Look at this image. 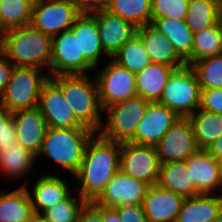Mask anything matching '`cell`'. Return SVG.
Returning <instances> with one entry per match:
<instances>
[{
  "label": "cell",
  "instance_id": "83f0119b",
  "mask_svg": "<svg viewBox=\"0 0 222 222\" xmlns=\"http://www.w3.org/2000/svg\"><path fill=\"white\" fill-rule=\"evenodd\" d=\"M196 144L199 149L207 150L222 135V115L197 109L188 117Z\"/></svg>",
  "mask_w": 222,
  "mask_h": 222
},
{
  "label": "cell",
  "instance_id": "b9f144b4",
  "mask_svg": "<svg viewBox=\"0 0 222 222\" xmlns=\"http://www.w3.org/2000/svg\"><path fill=\"white\" fill-rule=\"evenodd\" d=\"M76 222H103L102 214L91 202H87L81 209Z\"/></svg>",
  "mask_w": 222,
  "mask_h": 222
},
{
  "label": "cell",
  "instance_id": "1f68e13d",
  "mask_svg": "<svg viewBox=\"0 0 222 222\" xmlns=\"http://www.w3.org/2000/svg\"><path fill=\"white\" fill-rule=\"evenodd\" d=\"M218 20V0H189L187 26L192 32L198 33L204 28L214 26Z\"/></svg>",
  "mask_w": 222,
  "mask_h": 222
},
{
  "label": "cell",
  "instance_id": "d590c367",
  "mask_svg": "<svg viewBox=\"0 0 222 222\" xmlns=\"http://www.w3.org/2000/svg\"><path fill=\"white\" fill-rule=\"evenodd\" d=\"M78 198L70 194L66 199L44 210L41 214L47 222H76L81 209L87 203L80 195Z\"/></svg>",
  "mask_w": 222,
  "mask_h": 222
},
{
  "label": "cell",
  "instance_id": "e575fe53",
  "mask_svg": "<svg viewBox=\"0 0 222 222\" xmlns=\"http://www.w3.org/2000/svg\"><path fill=\"white\" fill-rule=\"evenodd\" d=\"M190 67L195 72L201 89L222 88V54L202 58Z\"/></svg>",
  "mask_w": 222,
  "mask_h": 222
},
{
  "label": "cell",
  "instance_id": "7bdbcfd3",
  "mask_svg": "<svg viewBox=\"0 0 222 222\" xmlns=\"http://www.w3.org/2000/svg\"><path fill=\"white\" fill-rule=\"evenodd\" d=\"M13 68L14 65L8 60V58L6 60V56L0 51V94L9 82Z\"/></svg>",
  "mask_w": 222,
  "mask_h": 222
},
{
  "label": "cell",
  "instance_id": "f546056e",
  "mask_svg": "<svg viewBox=\"0 0 222 222\" xmlns=\"http://www.w3.org/2000/svg\"><path fill=\"white\" fill-rule=\"evenodd\" d=\"M136 28L151 24V0H109L107 9Z\"/></svg>",
  "mask_w": 222,
  "mask_h": 222
},
{
  "label": "cell",
  "instance_id": "f35d334b",
  "mask_svg": "<svg viewBox=\"0 0 222 222\" xmlns=\"http://www.w3.org/2000/svg\"><path fill=\"white\" fill-rule=\"evenodd\" d=\"M199 109L222 115V88L201 89Z\"/></svg>",
  "mask_w": 222,
  "mask_h": 222
},
{
  "label": "cell",
  "instance_id": "ee69618b",
  "mask_svg": "<svg viewBox=\"0 0 222 222\" xmlns=\"http://www.w3.org/2000/svg\"><path fill=\"white\" fill-rule=\"evenodd\" d=\"M91 203L101 212L103 222H121L118 211L115 208L104 207L96 204L94 201Z\"/></svg>",
  "mask_w": 222,
  "mask_h": 222
},
{
  "label": "cell",
  "instance_id": "7c38bea8",
  "mask_svg": "<svg viewBox=\"0 0 222 222\" xmlns=\"http://www.w3.org/2000/svg\"><path fill=\"white\" fill-rule=\"evenodd\" d=\"M160 164L184 161L199 148L188 117H180L155 146Z\"/></svg>",
  "mask_w": 222,
  "mask_h": 222
},
{
  "label": "cell",
  "instance_id": "ffe728a7",
  "mask_svg": "<svg viewBox=\"0 0 222 222\" xmlns=\"http://www.w3.org/2000/svg\"><path fill=\"white\" fill-rule=\"evenodd\" d=\"M136 34L141 38L151 62L174 68L187 65L177 54L172 43L151 24L137 28Z\"/></svg>",
  "mask_w": 222,
  "mask_h": 222
},
{
  "label": "cell",
  "instance_id": "836d02e7",
  "mask_svg": "<svg viewBox=\"0 0 222 222\" xmlns=\"http://www.w3.org/2000/svg\"><path fill=\"white\" fill-rule=\"evenodd\" d=\"M222 54V40L217 23L194 34L192 58L186 63L191 65L202 58Z\"/></svg>",
  "mask_w": 222,
  "mask_h": 222
},
{
  "label": "cell",
  "instance_id": "3957f363",
  "mask_svg": "<svg viewBox=\"0 0 222 222\" xmlns=\"http://www.w3.org/2000/svg\"><path fill=\"white\" fill-rule=\"evenodd\" d=\"M61 89L66 103L77 120L92 131L99 132L102 125L98 87L95 79L84 75H58L50 77Z\"/></svg>",
  "mask_w": 222,
  "mask_h": 222
},
{
  "label": "cell",
  "instance_id": "7dc6e473",
  "mask_svg": "<svg viewBox=\"0 0 222 222\" xmlns=\"http://www.w3.org/2000/svg\"><path fill=\"white\" fill-rule=\"evenodd\" d=\"M218 176H219L220 185L222 189V159L218 160Z\"/></svg>",
  "mask_w": 222,
  "mask_h": 222
},
{
  "label": "cell",
  "instance_id": "d4e9b609",
  "mask_svg": "<svg viewBox=\"0 0 222 222\" xmlns=\"http://www.w3.org/2000/svg\"><path fill=\"white\" fill-rule=\"evenodd\" d=\"M151 25L172 43L177 54L186 63L192 58L194 33L185 19L152 18Z\"/></svg>",
  "mask_w": 222,
  "mask_h": 222
},
{
  "label": "cell",
  "instance_id": "d6a6232c",
  "mask_svg": "<svg viewBox=\"0 0 222 222\" xmlns=\"http://www.w3.org/2000/svg\"><path fill=\"white\" fill-rule=\"evenodd\" d=\"M112 59L135 74L143 70L151 62L144 44L137 34L129 39Z\"/></svg>",
  "mask_w": 222,
  "mask_h": 222
},
{
  "label": "cell",
  "instance_id": "52a82bcc",
  "mask_svg": "<svg viewBox=\"0 0 222 222\" xmlns=\"http://www.w3.org/2000/svg\"><path fill=\"white\" fill-rule=\"evenodd\" d=\"M150 102L136 96L104 108L108 111V122L106 125L102 123L99 135L117 143L130 142Z\"/></svg>",
  "mask_w": 222,
  "mask_h": 222
},
{
  "label": "cell",
  "instance_id": "30bf717a",
  "mask_svg": "<svg viewBox=\"0 0 222 222\" xmlns=\"http://www.w3.org/2000/svg\"><path fill=\"white\" fill-rule=\"evenodd\" d=\"M95 80L102 109L137 96L135 73L122 67L112 58Z\"/></svg>",
  "mask_w": 222,
  "mask_h": 222
},
{
  "label": "cell",
  "instance_id": "484cf974",
  "mask_svg": "<svg viewBox=\"0 0 222 222\" xmlns=\"http://www.w3.org/2000/svg\"><path fill=\"white\" fill-rule=\"evenodd\" d=\"M69 195V187L65 181L51 174L41 176L34 184L32 196L30 193L35 213H42Z\"/></svg>",
  "mask_w": 222,
  "mask_h": 222
},
{
  "label": "cell",
  "instance_id": "8d00e7d4",
  "mask_svg": "<svg viewBox=\"0 0 222 222\" xmlns=\"http://www.w3.org/2000/svg\"><path fill=\"white\" fill-rule=\"evenodd\" d=\"M189 0H151L152 18L185 19Z\"/></svg>",
  "mask_w": 222,
  "mask_h": 222
},
{
  "label": "cell",
  "instance_id": "c3c4849f",
  "mask_svg": "<svg viewBox=\"0 0 222 222\" xmlns=\"http://www.w3.org/2000/svg\"><path fill=\"white\" fill-rule=\"evenodd\" d=\"M217 22H222V0H218V20Z\"/></svg>",
  "mask_w": 222,
  "mask_h": 222
},
{
  "label": "cell",
  "instance_id": "ba28073f",
  "mask_svg": "<svg viewBox=\"0 0 222 222\" xmlns=\"http://www.w3.org/2000/svg\"><path fill=\"white\" fill-rule=\"evenodd\" d=\"M81 14L69 0H35L30 24L53 37L69 30Z\"/></svg>",
  "mask_w": 222,
  "mask_h": 222
},
{
  "label": "cell",
  "instance_id": "277c9868",
  "mask_svg": "<svg viewBox=\"0 0 222 222\" xmlns=\"http://www.w3.org/2000/svg\"><path fill=\"white\" fill-rule=\"evenodd\" d=\"M97 134L89 128L48 127L40 154L75 175L82 163L84 151L90 138Z\"/></svg>",
  "mask_w": 222,
  "mask_h": 222
},
{
  "label": "cell",
  "instance_id": "5bb4252c",
  "mask_svg": "<svg viewBox=\"0 0 222 222\" xmlns=\"http://www.w3.org/2000/svg\"><path fill=\"white\" fill-rule=\"evenodd\" d=\"M180 117L170 108L158 103L150 102L145 115L137 125L130 143L156 146L165 133Z\"/></svg>",
  "mask_w": 222,
  "mask_h": 222
},
{
  "label": "cell",
  "instance_id": "9a60e30c",
  "mask_svg": "<svg viewBox=\"0 0 222 222\" xmlns=\"http://www.w3.org/2000/svg\"><path fill=\"white\" fill-rule=\"evenodd\" d=\"M148 187L146 183L119 170L94 202L110 208L142 204Z\"/></svg>",
  "mask_w": 222,
  "mask_h": 222
},
{
  "label": "cell",
  "instance_id": "bcb514c9",
  "mask_svg": "<svg viewBox=\"0 0 222 222\" xmlns=\"http://www.w3.org/2000/svg\"><path fill=\"white\" fill-rule=\"evenodd\" d=\"M26 222H47L41 213H35Z\"/></svg>",
  "mask_w": 222,
  "mask_h": 222
},
{
  "label": "cell",
  "instance_id": "ab89813d",
  "mask_svg": "<svg viewBox=\"0 0 222 222\" xmlns=\"http://www.w3.org/2000/svg\"><path fill=\"white\" fill-rule=\"evenodd\" d=\"M121 222H147L142 204L115 207Z\"/></svg>",
  "mask_w": 222,
  "mask_h": 222
},
{
  "label": "cell",
  "instance_id": "e0dca14e",
  "mask_svg": "<svg viewBox=\"0 0 222 222\" xmlns=\"http://www.w3.org/2000/svg\"><path fill=\"white\" fill-rule=\"evenodd\" d=\"M12 118L18 143L39 156L48 129L40 109L18 110L12 113Z\"/></svg>",
  "mask_w": 222,
  "mask_h": 222
},
{
  "label": "cell",
  "instance_id": "9c48e42d",
  "mask_svg": "<svg viewBox=\"0 0 222 222\" xmlns=\"http://www.w3.org/2000/svg\"><path fill=\"white\" fill-rule=\"evenodd\" d=\"M95 69L84 56H79L77 34L70 30L52 37L49 77L58 75H84Z\"/></svg>",
  "mask_w": 222,
  "mask_h": 222
},
{
  "label": "cell",
  "instance_id": "4fadbf2b",
  "mask_svg": "<svg viewBox=\"0 0 222 222\" xmlns=\"http://www.w3.org/2000/svg\"><path fill=\"white\" fill-rule=\"evenodd\" d=\"M38 108L48 127L87 128L77 120L66 103L62 89L50 77L42 85Z\"/></svg>",
  "mask_w": 222,
  "mask_h": 222
},
{
  "label": "cell",
  "instance_id": "4316f807",
  "mask_svg": "<svg viewBox=\"0 0 222 222\" xmlns=\"http://www.w3.org/2000/svg\"><path fill=\"white\" fill-rule=\"evenodd\" d=\"M33 214L30 192L25 185L9 193L0 190V222H26Z\"/></svg>",
  "mask_w": 222,
  "mask_h": 222
},
{
  "label": "cell",
  "instance_id": "8992f818",
  "mask_svg": "<svg viewBox=\"0 0 222 222\" xmlns=\"http://www.w3.org/2000/svg\"><path fill=\"white\" fill-rule=\"evenodd\" d=\"M201 87L189 65L176 69L170 76L158 103L179 117L191 116L200 106Z\"/></svg>",
  "mask_w": 222,
  "mask_h": 222
},
{
  "label": "cell",
  "instance_id": "6da1fadb",
  "mask_svg": "<svg viewBox=\"0 0 222 222\" xmlns=\"http://www.w3.org/2000/svg\"><path fill=\"white\" fill-rule=\"evenodd\" d=\"M121 143L95 134L88 141L82 163L74 175L81 183L80 195L87 202L95 201L120 170Z\"/></svg>",
  "mask_w": 222,
  "mask_h": 222
},
{
  "label": "cell",
  "instance_id": "2e32d148",
  "mask_svg": "<svg viewBox=\"0 0 222 222\" xmlns=\"http://www.w3.org/2000/svg\"><path fill=\"white\" fill-rule=\"evenodd\" d=\"M90 14L96 19L101 44L108 58H112L137 32L133 24L106 9Z\"/></svg>",
  "mask_w": 222,
  "mask_h": 222
},
{
  "label": "cell",
  "instance_id": "681fc988",
  "mask_svg": "<svg viewBox=\"0 0 222 222\" xmlns=\"http://www.w3.org/2000/svg\"><path fill=\"white\" fill-rule=\"evenodd\" d=\"M217 27L219 29L220 37H221V40H222V22H217Z\"/></svg>",
  "mask_w": 222,
  "mask_h": 222
},
{
  "label": "cell",
  "instance_id": "7a4b0ae2",
  "mask_svg": "<svg viewBox=\"0 0 222 222\" xmlns=\"http://www.w3.org/2000/svg\"><path fill=\"white\" fill-rule=\"evenodd\" d=\"M52 37L31 24L11 28L0 34V51L14 67L49 69Z\"/></svg>",
  "mask_w": 222,
  "mask_h": 222
},
{
  "label": "cell",
  "instance_id": "4dcf8cb0",
  "mask_svg": "<svg viewBox=\"0 0 222 222\" xmlns=\"http://www.w3.org/2000/svg\"><path fill=\"white\" fill-rule=\"evenodd\" d=\"M35 0H1L0 34L20 26L30 25Z\"/></svg>",
  "mask_w": 222,
  "mask_h": 222
},
{
  "label": "cell",
  "instance_id": "44dd1931",
  "mask_svg": "<svg viewBox=\"0 0 222 222\" xmlns=\"http://www.w3.org/2000/svg\"><path fill=\"white\" fill-rule=\"evenodd\" d=\"M69 30L77 34L79 56H84L96 68L100 55L107 56L101 44L96 19L89 13L81 14Z\"/></svg>",
  "mask_w": 222,
  "mask_h": 222
},
{
  "label": "cell",
  "instance_id": "60d3db41",
  "mask_svg": "<svg viewBox=\"0 0 222 222\" xmlns=\"http://www.w3.org/2000/svg\"><path fill=\"white\" fill-rule=\"evenodd\" d=\"M82 14L105 10L109 0H69Z\"/></svg>",
  "mask_w": 222,
  "mask_h": 222
},
{
  "label": "cell",
  "instance_id": "d6986e66",
  "mask_svg": "<svg viewBox=\"0 0 222 222\" xmlns=\"http://www.w3.org/2000/svg\"><path fill=\"white\" fill-rule=\"evenodd\" d=\"M185 162L199 194L213 195L214 189L221 187L218 160L213 158L207 150L198 149Z\"/></svg>",
  "mask_w": 222,
  "mask_h": 222
},
{
  "label": "cell",
  "instance_id": "f6af8a7d",
  "mask_svg": "<svg viewBox=\"0 0 222 222\" xmlns=\"http://www.w3.org/2000/svg\"><path fill=\"white\" fill-rule=\"evenodd\" d=\"M207 152L216 160L222 159V135L209 146Z\"/></svg>",
  "mask_w": 222,
  "mask_h": 222
},
{
  "label": "cell",
  "instance_id": "5b68a950",
  "mask_svg": "<svg viewBox=\"0 0 222 222\" xmlns=\"http://www.w3.org/2000/svg\"><path fill=\"white\" fill-rule=\"evenodd\" d=\"M43 69L14 67L10 80L0 94V102L11 113L38 107L40 91L49 75Z\"/></svg>",
  "mask_w": 222,
  "mask_h": 222
},
{
  "label": "cell",
  "instance_id": "f1b7e54d",
  "mask_svg": "<svg viewBox=\"0 0 222 222\" xmlns=\"http://www.w3.org/2000/svg\"><path fill=\"white\" fill-rule=\"evenodd\" d=\"M37 156L24 146L16 145L0 146V170L5 176L18 178L31 170Z\"/></svg>",
  "mask_w": 222,
  "mask_h": 222
},
{
  "label": "cell",
  "instance_id": "ac0fdd59",
  "mask_svg": "<svg viewBox=\"0 0 222 222\" xmlns=\"http://www.w3.org/2000/svg\"><path fill=\"white\" fill-rule=\"evenodd\" d=\"M184 198L158 185L149 186L143 199L147 222H176Z\"/></svg>",
  "mask_w": 222,
  "mask_h": 222
},
{
  "label": "cell",
  "instance_id": "8fae6325",
  "mask_svg": "<svg viewBox=\"0 0 222 222\" xmlns=\"http://www.w3.org/2000/svg\"><path fill=\"white\" fill-rule=\"evenodd\" d=\"M120 170L148 186L157 185L160 161L154 146L121 143Z\"/></svg>",
  "mask_w": 222,
  "mask_h": 222
},
{
  "label": "cell",
  "instance_id": "74e56055",
  "mask_svg": "<svg viewBox=\"0 0 222 222\" xmlns=\"http://www.w3.org/2000/svg\"><path fill=\"white\" fill-rule=\"evenodd\" d=\"M17 143L12 113L0 102V146L16 145Z\"/></svg>",
  "mask_w": 222,
  "mask_h": 222
},
{
  "label": "cell",
  "instance_id": "f907efd6",
  "mask_svg": "<svg viewBox=\"0 0 222 222\" xmlns=\"http://www.w3.org/2000/svg\"><path fill=\"white\" fill-rule=\"evenodd\" d=\"M219 222H222V208H221V212H220V221Z\"/></svg>",
  "mask_w": 222,
  "mask_h": 222
},
{
  "label": "cell",
  "instance_id": "cb8c5ba5",
  "mask_svg": "<svg viewBox=\"0 0 222 222\" xmlns=\"http://www.w3.org/2000/svg\"><path fill=\"white\" fill-rule=\"evenodd\" d=\"M157 185L181 195L183 198L200 195L191 180L190 170H188L185 160L160 164Z\"/></svg>",
  "mask_w": 222,
  "mask_h": 222
},
{
  "label": "cell",
  "instance_id": "603a6c76",
  "mask_svg": "<svg viewBox=\"0 0 222 222\" xmlns=\"http://www.w3.org/2000/svg\"><path fill=\"white\" fill-rule=\"evenodd\" d=\"M178 68L150 62L135 74L137 96L151 102L158 101L171 74Z\"/></svg>",
  "mask_w": 222,
  "mask_h": 222
},
{
  "label": "cell",
  "instance_id": "7402d4cb",
  "mask_svg": "<svg viewBox=\"0 0 222 222\" xmlns=\"http://www.w3.org/2000/svg\"><path fill=\"white\" fill-rule=\"evenodd\" d=\"M221 208L222 195L184 198L176 222H219Z\"/></svg>",
  "mask_w": 222,
  "mask_h": 222
}]
</instances>
